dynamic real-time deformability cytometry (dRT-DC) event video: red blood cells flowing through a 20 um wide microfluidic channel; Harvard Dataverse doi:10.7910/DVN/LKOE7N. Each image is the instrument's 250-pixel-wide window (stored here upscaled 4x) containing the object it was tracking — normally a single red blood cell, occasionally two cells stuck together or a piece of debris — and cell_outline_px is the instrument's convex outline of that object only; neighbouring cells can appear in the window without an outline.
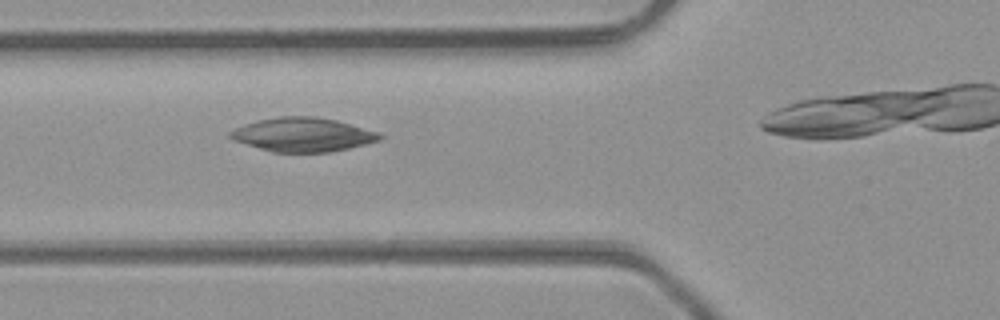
{"species": "common noctule bat (a hibernating species)", "species_latin": "Nyctalus noctula", "temperature_condition": "room temperature", "stored_images_in_passage": 21, "camera_frame_rate_fps": 3000, "um_per_image_px": 0.085, "animal": {"sex": "male", "body_mass_g": 23.1, "forearm_length_mm": 52.7}, "frame": {"image": 1, "passage_image": 6, "time_ms": 1.667, "image_size_px": [1000, 320], "cell_outline_px": [[384, 136], [380, 140], [348, 148], [328, 152], [272, 152], [232, 140], [228, 136], [228, 132], [244, 124], [260, 120], [280, 116], [316, 116], [336, 120], [380, 132]], "centroid_in_image_um": [25.74, 11.44], "position_along_channel_um": 100.1, "area_um2": 29.54}}
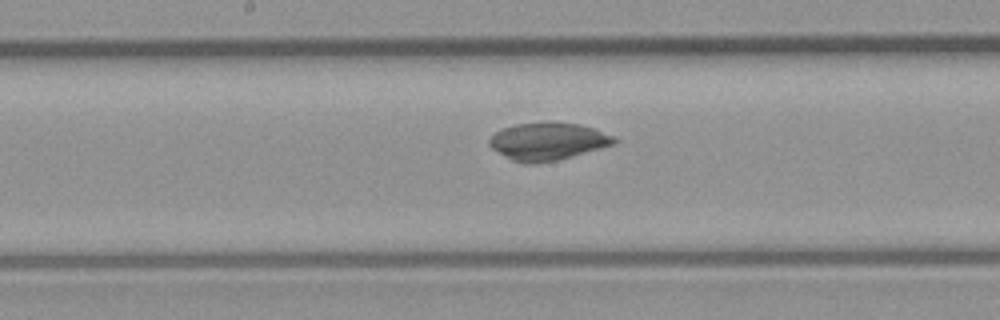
{"frame": {"image": 2, "passage_image": 13, "time_ms": 4.0, "image_size_px": [1000, 320], "cell_outline_px": [[616, 144], [556, 160], [536, 164], [524, 164], [512, 160], [504, 156], [492, 148], [488, 144], [488, 140], [500, 128], [516, 124], [576, 124], [592, 128], [612, 136], [616, 140]], "centroid_in_image_um": [46.5, 12.05], "position_along_channel_um": 201.7, "area_um2": 26.53}}
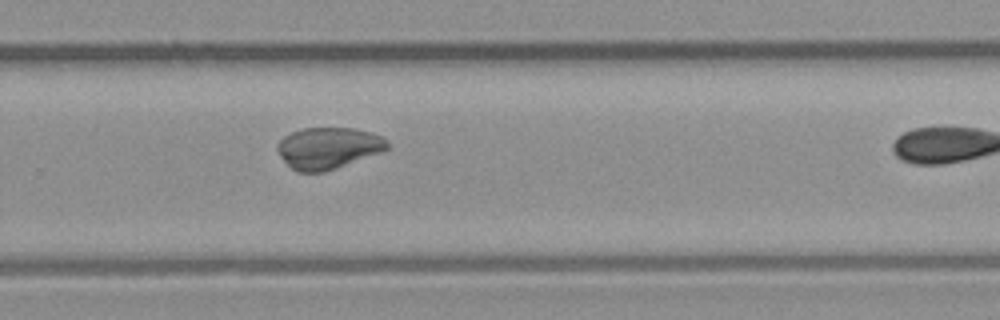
{"frame": {"image": 3, "passage_image": 20, "time_ms": 6.333, "image_size_px": [1000, 320], "cell_outline_px": [[388, 148], [380, 152], [336, 168], [324, 172], [296, 172], [280, 156], [276, 148], [280, 140], [284, 136], [292, 132], [304, 128], [352, 128], [372, 132], [384, 136], [388, 144]], "centroid_in_image_um": [27.89, 12.57], "position_along_channel_um": 301.9, "area_um2": 26.41}}